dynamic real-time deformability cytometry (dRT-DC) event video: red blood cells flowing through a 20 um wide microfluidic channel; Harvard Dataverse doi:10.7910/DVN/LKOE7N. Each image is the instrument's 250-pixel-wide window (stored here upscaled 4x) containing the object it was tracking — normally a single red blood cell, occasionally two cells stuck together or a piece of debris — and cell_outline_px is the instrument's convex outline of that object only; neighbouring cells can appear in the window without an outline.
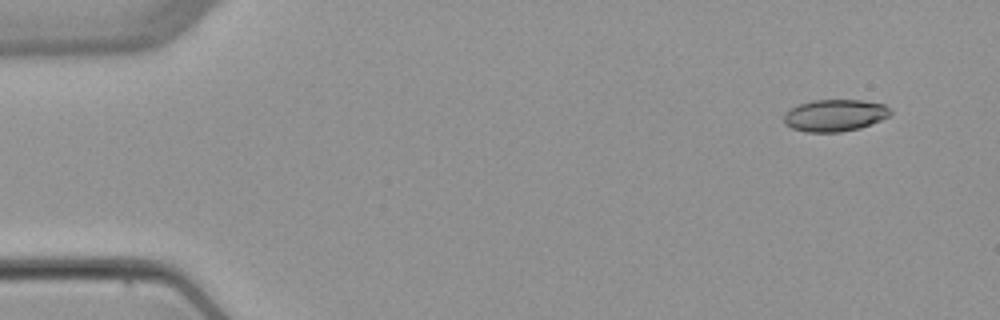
{"species": "common noctule bat (a hibernating species)", "species_latin": "Nyctalus noctula", "temperature_condition": "warm", "stored_images_in_passage": 5, "camera_frame_rate_fps": 3000, "um_per_image_px": 0.085, "animal": {"sex": "female", "body_mass_g": 22.7, "forearm_length_mm": 54.2}, "frame": {"image": 1, "passage_image": 1, "time_ms": 0.0, "image_size_px": [1000, 320], "cell_outline_px": [[892, 116], [860, 128], [840, 132], [804, 132], [792, 128], [784, 124], [784, 112], [788, 108], [812, 100], [864, 100], [884, 104], [892, 112]], "centroid_in_image_um": [70.95, 9.8], "position_along_channel_um": 14.0, "area_um2": 20.11}}
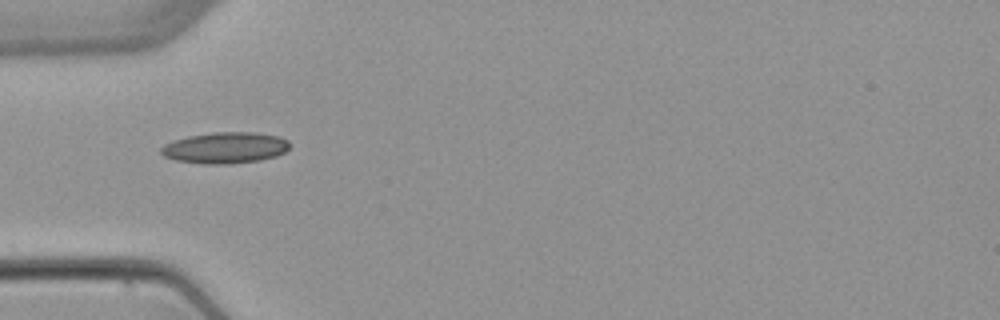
{"frame": {"image": 2, "passage_image": 4, "time_ms": 4.333, "image_size_px": [1000, 320], "cell_outline_px": [[292, 144], [284, 152], [276, 156], [260, 160], [228, 164], [204, 164], [176, 160], [164, 156], [160, 152], [160, 148], [164, 144], [188, 136], [212, 132], [252, 132], [280, 136], [288, 140]], "centroid_in_image_um": [19.16, 12.56], "position_along_channel_um": 65.8, "area_um2": 23.47}}